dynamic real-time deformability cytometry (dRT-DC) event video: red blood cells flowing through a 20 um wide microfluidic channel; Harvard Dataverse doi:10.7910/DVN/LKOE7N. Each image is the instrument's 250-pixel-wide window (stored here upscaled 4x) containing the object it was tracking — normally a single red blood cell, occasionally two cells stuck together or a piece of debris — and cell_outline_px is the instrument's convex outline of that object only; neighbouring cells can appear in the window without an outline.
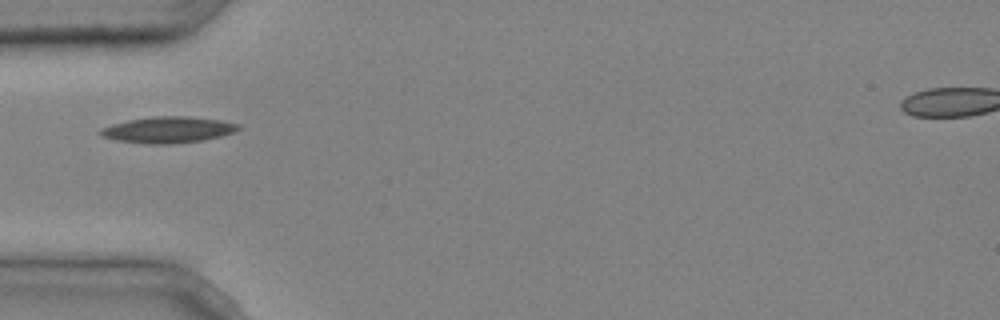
{"species": "common noctule bat (a hibernating species)", "species_latin": "Nyctalus noctula", "temperature_condition": "cold", "stored_images_in_passage": 4, "camera_frame_rate_fps": 3000, "um_per_image_px": 0.085, "animal": {"sex": "male", "body_mass_g": 20.4}, "frame": {"image": 1, "passage_image": 4, "time_ms": 1.0, "image_size_px": [1000, 320], "cell_outline_px": [[240, 128], [236, 132], [220, 136], [200, 140], [172, 144], [148, 144], [116, 140], [100, 136], [96, 132], [100, 128], [112, 124], [128, 120], [152, 116], [188, 116], [220, 120], [240, 124]], "centroid_in_image_um": [14.24, 11.03], "position_along_channel_um": 70.8, "area_um2": 21.21}}